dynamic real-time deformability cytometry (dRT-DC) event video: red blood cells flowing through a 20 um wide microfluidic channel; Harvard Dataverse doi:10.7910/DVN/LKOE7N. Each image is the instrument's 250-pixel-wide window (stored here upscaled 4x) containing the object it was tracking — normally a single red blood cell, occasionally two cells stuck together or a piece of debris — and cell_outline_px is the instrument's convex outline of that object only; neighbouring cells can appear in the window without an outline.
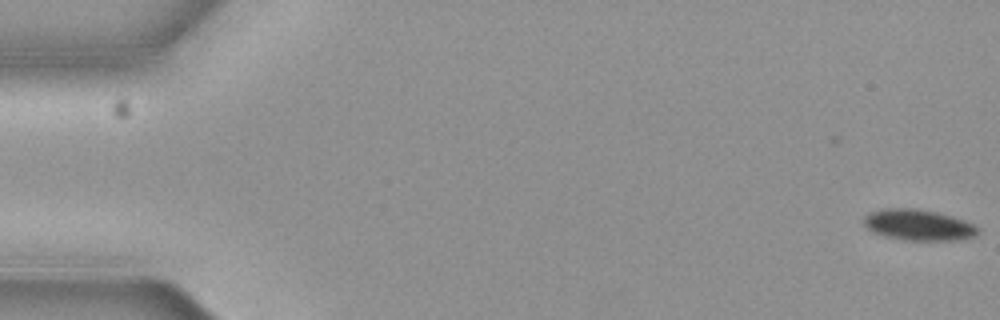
{"species": "common noctule bat (a hibernating species)", "species_latin": "Nyctalus noctula", "temperature_condition": "cold", "stored_images_in_passage": 4, "camera_frame_rate_fps": 3000, "um_per_image_px": 0.085, "animal": {"sex": "female", "body_mass_g": 19.3, "forearm_length_mm": 54.1}, "frame": {"image": 1, "passage_image": 1, "time_ms": 0.0, "image_size_px": [1000, 320], "cell_outline_px": [[980, 232], [976, 236], [960, 240], [904, 240], [884, 236], [872, 232], [864, 224], [864, 216], [872, 212], [888, 208], [912, 208], [936, 212], [964, 220], [980, 228]], "centroid_in_image_um": [78.09, 19.14], "position_along_channel_um": 6.9, "area_um2": 20.52}}